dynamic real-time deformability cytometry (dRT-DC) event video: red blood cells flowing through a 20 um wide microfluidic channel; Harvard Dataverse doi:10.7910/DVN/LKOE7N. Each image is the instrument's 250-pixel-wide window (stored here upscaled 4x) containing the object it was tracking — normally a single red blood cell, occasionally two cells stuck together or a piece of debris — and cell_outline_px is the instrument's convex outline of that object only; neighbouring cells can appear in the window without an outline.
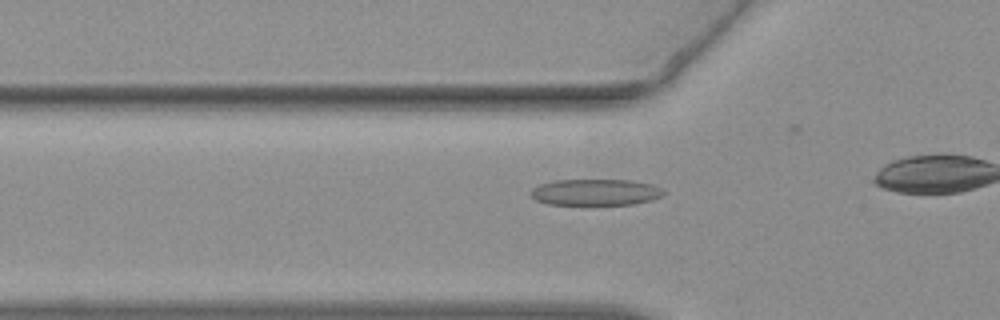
{"species": "common noctule bat (a hibernating species)", "species_latin": "Nyctalus noctula", "temperature_condition": "warm", "stored_images_in_passage": 11, "camera_frame_rate_fps": 3000, "um_per_image_px": 0.085, "animal": {"sex": "female", "body_mass_g": 19.3, "forearm_length_mm": 54.1}, "frame": {"image": 1, "passage_image": 5, "time_ms": 1.333, "image_size_px": [1000, 320], "cell_outline_px": [[664, 192], [660, 196], [648, 200], [632, 204], [548, 204], [536, 200], [528, 192], [532, 188], [540, 184], [556, 180], [632, 180], [652, 184], [660, 188]], "centroid_in_image_um": [50.56, 16.33], "position_along_channel_um": 75.2, "area_um2": 20.11}}
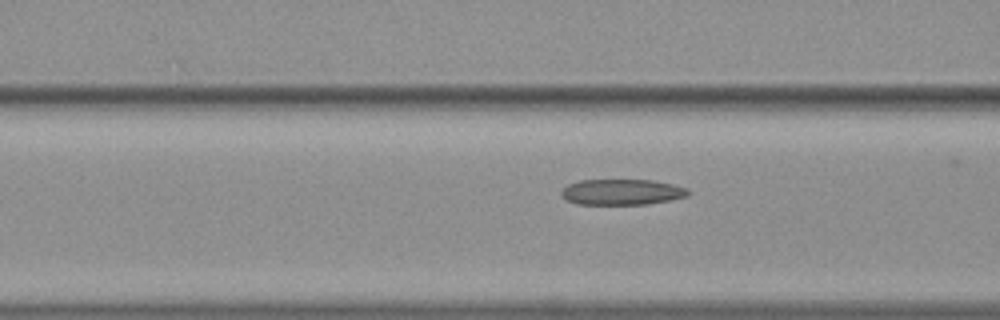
{"frame": {"image": 2, "passage_image": 8, "time_ms": 2.333, "image_size_px": [1000, 320], "cell_outline_px": [[692, 192], [688, 196], [668, 200], [644, 204], [576, 204], [560, 196], [560, 192], [568, 184], [580, 180], [652, 180], [672, 184], [688, 188]], "centroid_in_image_um": [52.86, 16.32], "position_along_channel_um": 113.7, "area_um2": 19.02}}